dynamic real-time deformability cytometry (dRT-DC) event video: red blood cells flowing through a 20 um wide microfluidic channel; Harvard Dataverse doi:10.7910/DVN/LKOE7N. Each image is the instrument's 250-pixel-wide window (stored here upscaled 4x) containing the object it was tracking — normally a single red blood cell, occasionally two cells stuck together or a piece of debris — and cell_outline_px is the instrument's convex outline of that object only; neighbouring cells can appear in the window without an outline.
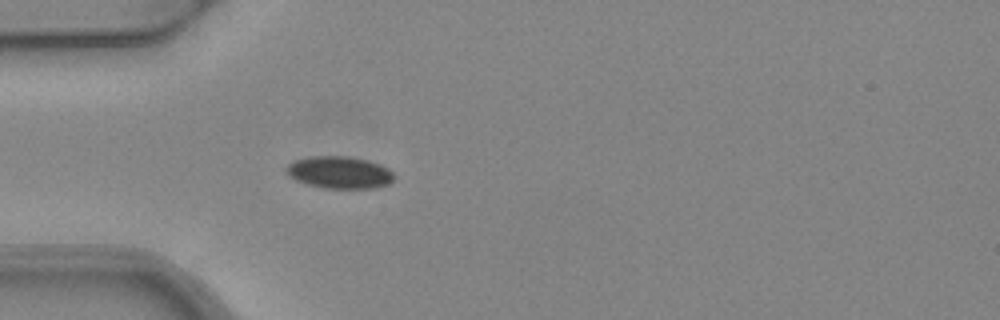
{"species": "common noctule bat (a hibernating species)", "species_latin": "Nyctalus noctula", "temperature_condition": "warm", "stored_images_in_passage": 4, "camera_frame_rate_fps": 3000, "um_per_image_px": 0.085, "animal": {"sex": "female", "body_mass_g": 24.6, "forearm_length_mm": 56.2}, "frame": {"image": 1, "passage_image": 4, "time_ms": 1.0, "image_size_px": [1000, 320], "cell_outline_px": [[396, 176], [388, 184], [376, 188], [324, 188], [308, 184], [296, 180], [288, 176], [284, 172], [284, 168], [292, 160], [312, 156], [348, 156], [368, 160], [380, 164], [388, 168]], "centroid_in_image_um": [28.83, 14.65], "position_along_channel_um": 56.2, "area_um2": 20.46}}